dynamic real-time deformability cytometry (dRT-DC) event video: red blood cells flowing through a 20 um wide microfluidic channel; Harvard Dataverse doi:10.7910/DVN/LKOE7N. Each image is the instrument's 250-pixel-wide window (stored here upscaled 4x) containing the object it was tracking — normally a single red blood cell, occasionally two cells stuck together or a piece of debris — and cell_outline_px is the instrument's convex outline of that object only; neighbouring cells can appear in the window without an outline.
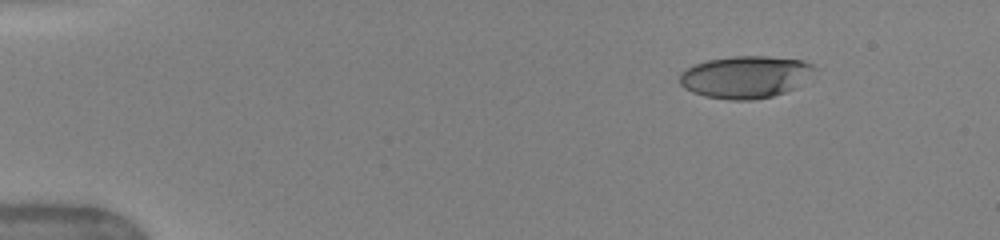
{"species": "human", "species_latin": "Homo sapiens", "temperature_condition": "warm", "stored_images_in_passage": 10, "camera_frame_rate_fps": 3000, "um_per_image_px": 0.085, "donor": {"sex": "female"}, "frame": {"image": 1, "passage_image": 1, "time_ms": 0.0, "image_size_px": [1000, 240], "cell_outline_px": [[816, 68], [796, 88], [772, 96], [752, 100], [728, 100], [704, 96], [692, 92], [684, 88], [680, 84], [680, 72], [684, 68], [708, 60], [732, 56], [768, 56], [804, 60], [812, 64]], "centroid_in_image_um": [63.33, 6.54], "position_along_channel_um": 21.7, "area_um2": 33.23}}
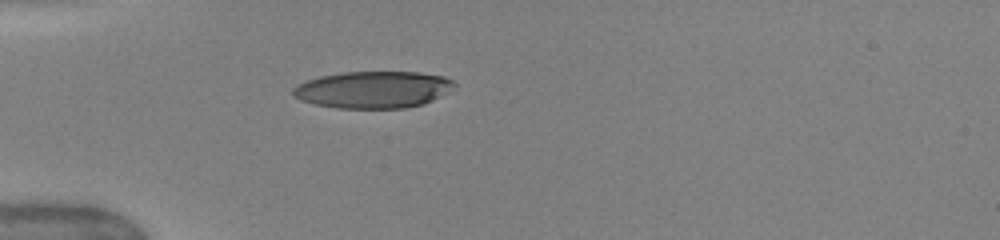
{"frame": {"image": 2, "passage_image": 7, "time_ms": 3.0, "image_size_px": [1000, 240], "cell_outline_px": [[456, 84], [448, 92], [424, 104], [404, 108], [336, 108], [316, 104], [300, 100], [292, 96], [292, 88], [308, 80], [320, 76], [344, 72], [420, 72], [444, 76], [452, 80]], "centroid_in_image_um": [31.72, 7.62], "position_along_channel_um": 53.3, "area_um2": 34.68}}